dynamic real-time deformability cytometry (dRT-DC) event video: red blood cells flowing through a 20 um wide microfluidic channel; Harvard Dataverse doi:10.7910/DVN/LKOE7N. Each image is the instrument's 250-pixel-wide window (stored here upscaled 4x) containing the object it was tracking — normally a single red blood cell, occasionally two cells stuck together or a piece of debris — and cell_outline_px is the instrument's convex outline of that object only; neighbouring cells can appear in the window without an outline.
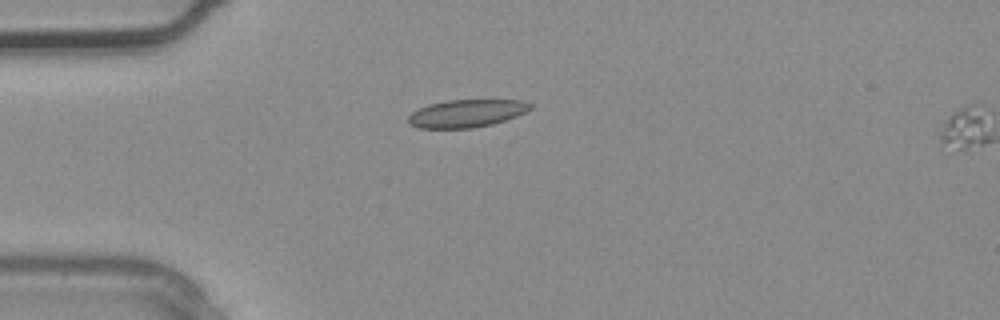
{"species": "common noctule bat (a hibernating species)", "species_latin": "Nyctalus noctula", "temperature_condition": "warm", "stored_images_in_passage": 5, "segment_of_instrument_passage": [1, 2], "camera_frame_rate_fps": 3000, "um_per_image_px": 0.085, "animal": {"sex": "male", "body_mass_g": 20.4}, "frame": {"image": 1, "passage_image": 4, "time_ms": 1.0, "image_size_px": [1000, 320], "cell_outline_px": [[532, 108], [516, 116], [492, 124], [472, 128], [420, 128], [408, 124], [408, 116], [412, 112], [428, 104], [448, 100], [524, 100], [532, 104]], "centroid_in_image_um": [39.65, 9.63], "position_along_channel_um": 45.4, "area_um2": 19.65}}